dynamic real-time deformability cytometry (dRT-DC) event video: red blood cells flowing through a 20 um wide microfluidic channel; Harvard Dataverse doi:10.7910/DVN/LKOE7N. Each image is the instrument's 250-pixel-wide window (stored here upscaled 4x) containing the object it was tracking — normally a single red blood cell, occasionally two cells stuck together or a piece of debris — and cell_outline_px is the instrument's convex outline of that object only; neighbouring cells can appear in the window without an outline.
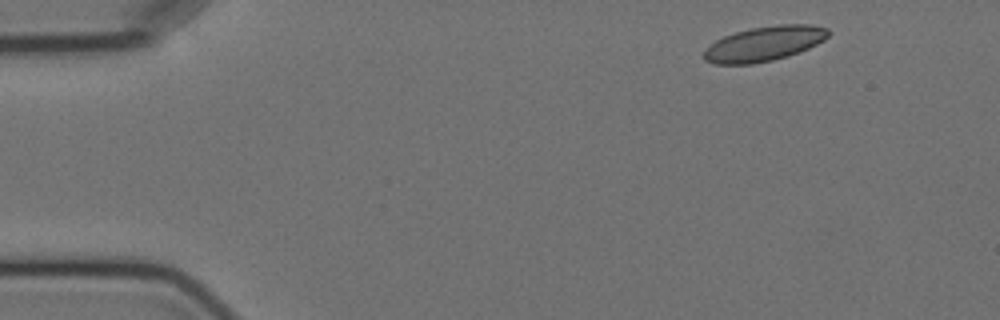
{"species": "Egyptian fruit bat (a non-hibernating species)", "species_latin": "Rousettus aegyptiacus", "temperature_condition": "cold", "stored_images_in_passage": 4, "camera_frame_rate_fps": 3000, "um_per_image_px": 0.085, "animal": {"sex": "female"}, "frame": {"image": 1, "passage_image": 1, "time_ms": 0.0, "image_size_px": [1000, 320], "cell_outline_px": [[828, 36], [824, 40], [800, 52], [788, 56], [772, 60], [752, 64], [716, 64], [704, 60], [700, 56], [716, 40], [724, 36], [736, 32], [752, 28], [776, 24], [812, 24], [828, 28]], "centroid_in_image_um": [64.96, 3.71], "position_along_channel_um": 20.0, "area_um2": 25.2}}
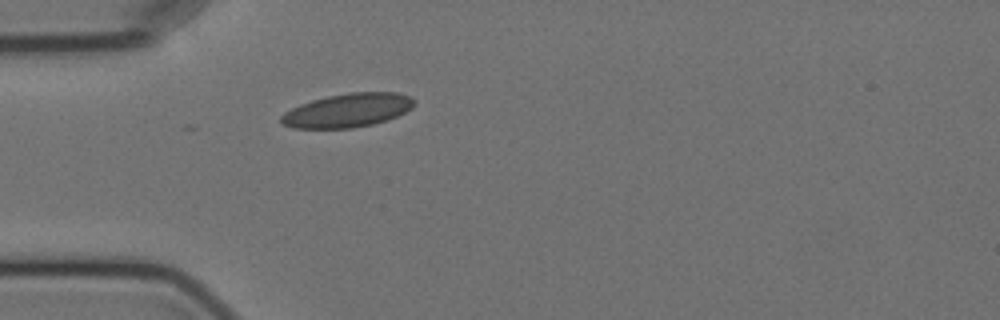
{"frame": {"image": 2, "passage_image": 4, "time_ms": 3.333, "image_size_px": [1000, 320], "cell_outline_px": [[416, 104], [412, 108], [396, 116], [372, 124], [352, 128], [292, 128], [284, 124], [280, 120], [280, 116], [284, 112], [300, 104], [312, 100], [328, 96], [348, 92], [396, 92], [408, 96], [416, 100]], "centroid_in_image_um": [29.55, 9.37], "position_along_channel_um": 55.5, "area_um2": 26.07}}